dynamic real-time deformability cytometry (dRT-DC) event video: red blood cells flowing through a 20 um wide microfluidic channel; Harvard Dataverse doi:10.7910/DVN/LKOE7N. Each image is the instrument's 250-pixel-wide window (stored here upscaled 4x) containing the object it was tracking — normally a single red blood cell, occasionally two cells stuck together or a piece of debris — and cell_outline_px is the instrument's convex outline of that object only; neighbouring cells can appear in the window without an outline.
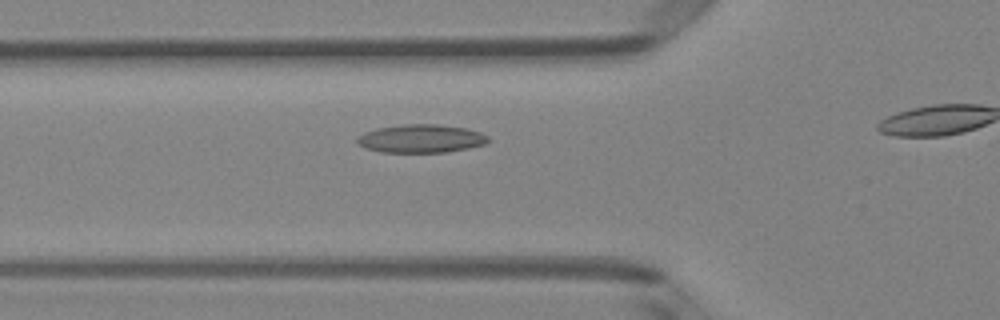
{"species": "Egyptian fruit bat (a non-hibernating species)", "species_latin": "Rousettus aegyptiacus", "temperature_condition": "room temperature", "stored_images_in_passage": 13, "camera_frame_rate_fps": 3000, "um_per_image_px": 0.085, "animal": {"sex": "female"}, "frame": {"image": 1, "passage_image": 2, "time_ms": 0.333, "image_size_px": [1000, 320], "cell_outline_px": [[492, 140], [484, 144], [468, 148], [444, 152], [380, 152], [364, 148], [356, 144], [356, 136], [364, 132], [376, 128], [404, 124], [436, 124], [468, 128], [480, 132], [488, 136]], "centroid_in_image_um": [35.75, 11.78], "position_along_channel_um": 90.0, "area_um2": 21.85}}
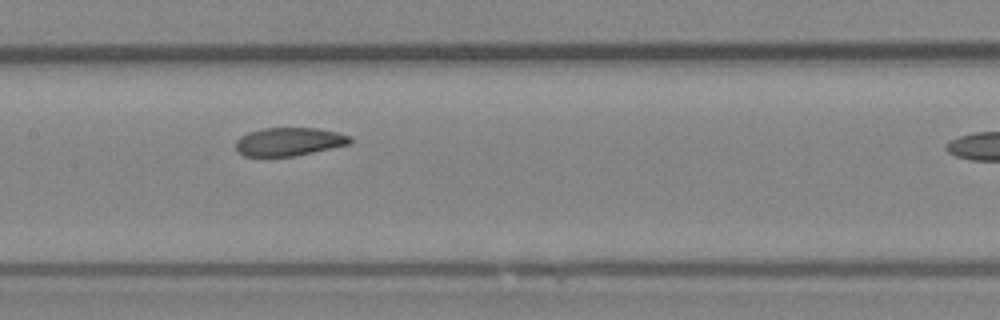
{"frame": {"image": 2, "passage_image": 9, "time_ms": 2.667, "image_size_px": [1000, 320], "cell_outline_px": [[352, 144], [292, 156], [244, 156], [236, 152], [236, 140], [240, 136], [248, 132], [264, 128], [316, 128], [336, 132], [352, 136]], "centroid_in_image_um": [24.56, 12.04], "position_along_channel_um": 182.8, "area_um2": 18.9}}
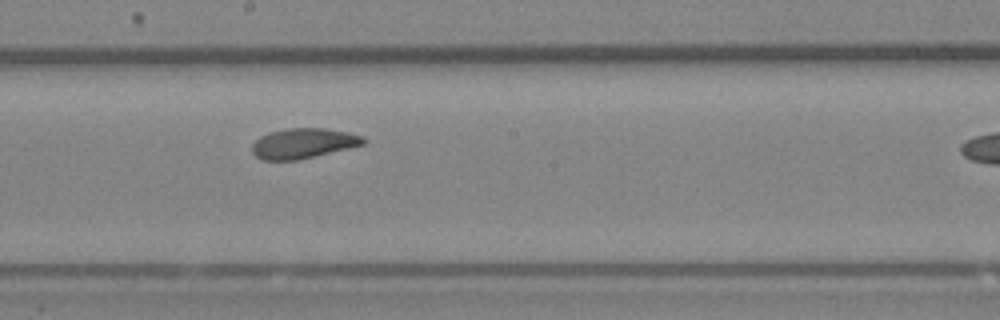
{"frame": {"image": 3, "passage_image": 12, "time_ms": 3.667, "image_size_px": [1000, 320], "cell_outline_px": [[368, 140], [364, 144], [348, 148], [296, 160], [264, 160], [256, 156], [252, 152], [252, 144], [260, 136], [268, 132], [288, 128], [328, 128], [348, 132], [364, 136]], "centroid_in_image_um": [25.79, 12.16], "position_along_channel_um": 222.4, "area_um2": 19.54}}